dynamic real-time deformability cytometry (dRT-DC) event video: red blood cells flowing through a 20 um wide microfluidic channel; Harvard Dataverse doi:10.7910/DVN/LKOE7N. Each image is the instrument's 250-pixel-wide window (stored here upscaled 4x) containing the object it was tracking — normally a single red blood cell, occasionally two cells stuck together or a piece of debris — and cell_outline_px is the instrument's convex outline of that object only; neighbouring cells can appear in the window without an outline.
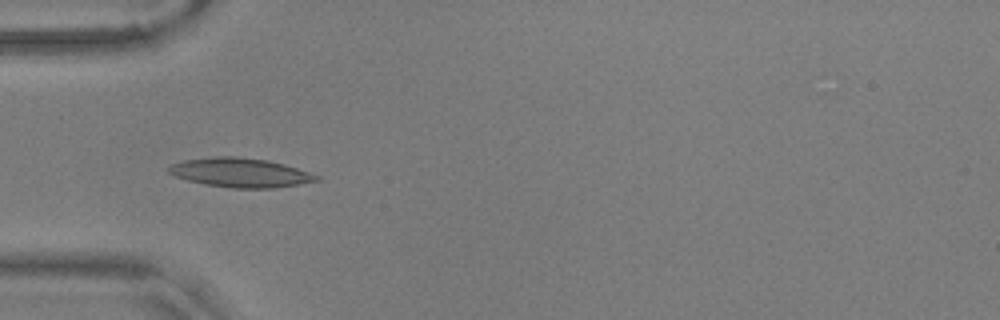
{"species": "common noctule bat (a hibernating species)", "species_latin": "Nyctalus noctula", "temperature_condition": "warm", "stored_images_in_passage": 36, "camera_frame_rate_fps": 3000, "um_per_image_px": 0.085, "animal": {"sex": "male", "body_mass_g": 17.9, "forearm_length_mm": 54.2}, "frame": {"image": 1, "passage_image": 1, "time_ms": 0.0, "image_size_px": [1000, 320], "cell_outline_px": [[320, 180], [300, 184], [276, 188], [232, 188], [204, 184], [172, 176], [168, 172], [168, 168], [172, 164], [184, 160], [216, 156], [236, 156], [268, 160], [284, 164], [320, 176]], "centroid_in_image_um": [20.42, 14.67], "position_along_channel_um": 64.6, "area_um2": 25.2}}
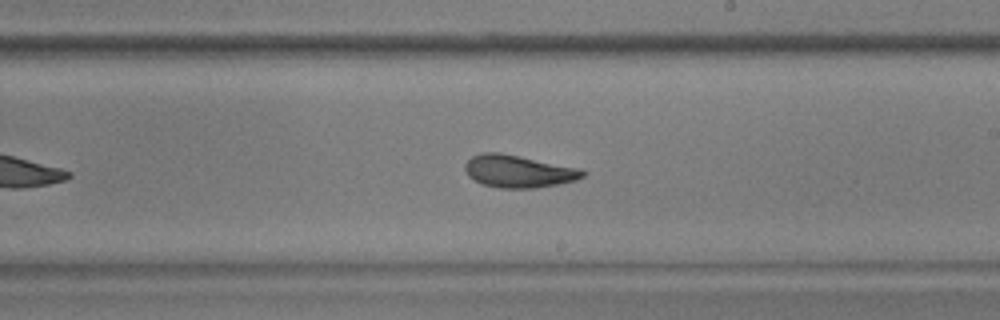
{"frame": {"image": 2, "passage_image": 16, "time_ms": 5.0, "image_size_px": [1000, 320], "cell_outline_px": [[588, 172], [584, 176], [576, 180], [536, 188], [500, 188], [484, 184], [472, 180], [468, 176], [464, 168], [464, 164], [472, 156], [480, 152], [500, 152], [580, 168]], "centroid_in_image_um": [44.05, 14.55], "position_along_channel_um": 245.0, "area_um2": 22.37}}
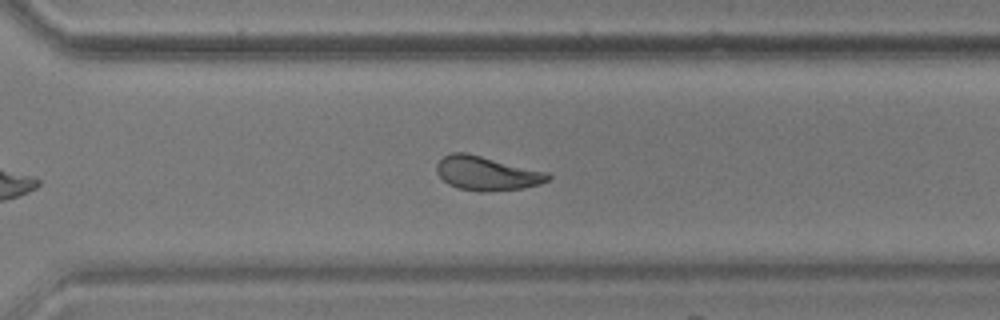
{"frame": {"image": 3, "passage_image": 23, "time_ms": 7.333, "image_size_px": [1000, 320], "cell_outline_px": [[552, 176], [548, 180], [540, 184], [524, 188], [488, 192], [480, 192], [460, 188], [448, 184], [436, 172], [436, 164], [444, 156], [452, 152], [468, 152], [548, 172]], "centroid_in_image_um": [41.39, 14.72], "position_along_channel_um": 329.2, "area_um2": 22.31}, "authors_computed_cell_mechanics": {"area_um2": 22.3108, "velocity_mm_per_s": 3.6211, "shape_relaxation_time_tau1_ms": 5.4973, "shape_relaxation_time_tau2_ms": 2.6899, "deformation_change_tau1": 0.1746, "deformation_change_tau2": 0.103}}